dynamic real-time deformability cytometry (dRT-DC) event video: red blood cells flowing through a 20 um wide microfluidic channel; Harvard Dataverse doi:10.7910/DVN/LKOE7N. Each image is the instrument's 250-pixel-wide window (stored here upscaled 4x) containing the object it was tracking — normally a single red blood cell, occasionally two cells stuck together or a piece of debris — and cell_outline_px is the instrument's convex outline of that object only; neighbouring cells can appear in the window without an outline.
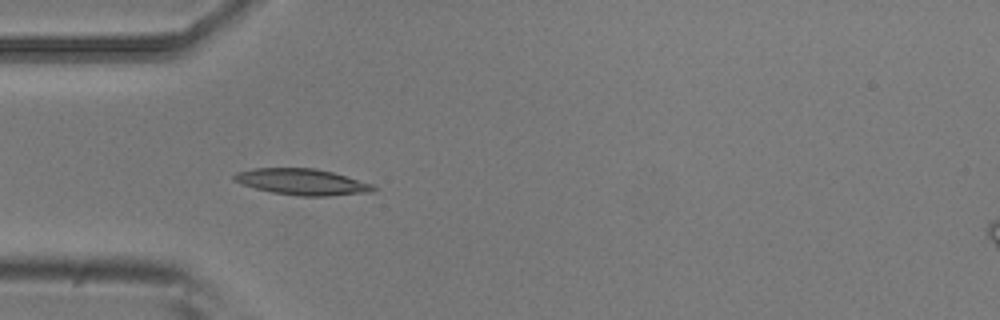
{"species": "common noctule bat (a hibernating species)", "species_latin": "Nyctalus noctula", "temperature_condition": "room temperature", "stored_images_in_passage": 3, "camera_frame_rate_fps": 3000, "um_per_image_px": 0.085, "animal": {"sex": "male", "body_mass_g": 20.5, "forearm_length_mm": 52.5}, "frame": {"image": 1, "passage_image": 3, "time_ms": 0.667, "image_size_px": [1000, 320], "cell_outline_px": [[376, 188], [372, 192], [328, 196], [300, 196], [272, 192], [256, 188], [232, 180], [232, 176], [236, 172], [252, 168], [316, 168], [332, 172], [372, 184]], "centroid_in_image_um": [25.65, 15.45], "position_along_channel_um": 59.3, "area_um2": 21.1}}